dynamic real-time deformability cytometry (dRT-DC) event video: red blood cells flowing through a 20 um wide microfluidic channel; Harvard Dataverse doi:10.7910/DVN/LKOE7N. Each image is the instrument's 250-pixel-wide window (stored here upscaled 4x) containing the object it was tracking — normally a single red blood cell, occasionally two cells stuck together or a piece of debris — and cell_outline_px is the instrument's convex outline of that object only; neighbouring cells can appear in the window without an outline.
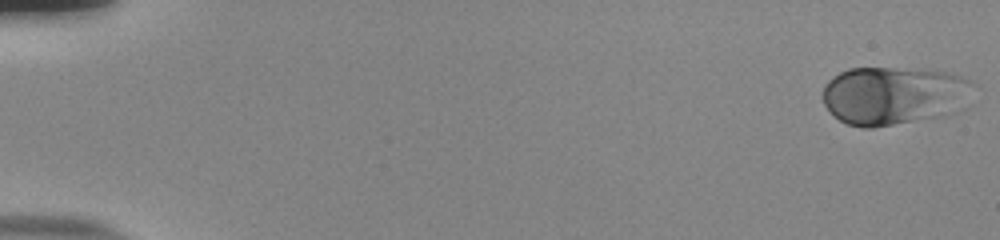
{"species": "human", "species_latin": "Homo sapiens", "temperature_condition": "room temperature", "stored_images_in_passage": 54, "camera_frame_rate_fps": 3000, "um_per_image_px": 0.085, "donor": {"sex": "male"}, "frame": {"image": 1, "passage_image": 1, "time_ms": 0.0, "image_size_px": [1000, 240], "cell_outline_px": [[980, 84], [964, 108], [956, 112], [944, 116], [872, 128], [864, 128], [848, 124], [840, 120], [824, 104], [820, 96], [828, 80], [832, 76], [848, 68], [892, 68], [952, 72]], "centroid_in_image_um": [76.07, 8.12], "position_along_channel_um": 8.9, "area_um2": 52.25}}
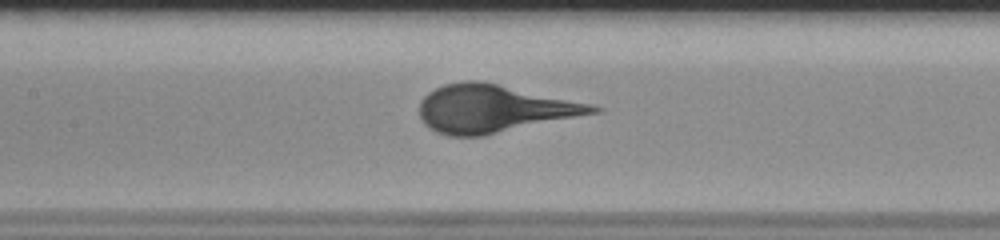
{"frame": {"image": 2, "passage_image": 27, "time_ms": 8.667, "image_size_px": [1000, 240], "cell_outline_px": [[604, 108], [600, 112], [484, 136], [448, 136], [436, 132], [428, 128], [424, 124], [420, 116], [420, 100], [428, 92], [444, 84], [464, 80], [480, 80], [592, 104]], "centroid_in_image_um": [41.94, 9.24], "position_along_channel_um": 165.5, "area_um2": 48.26}}
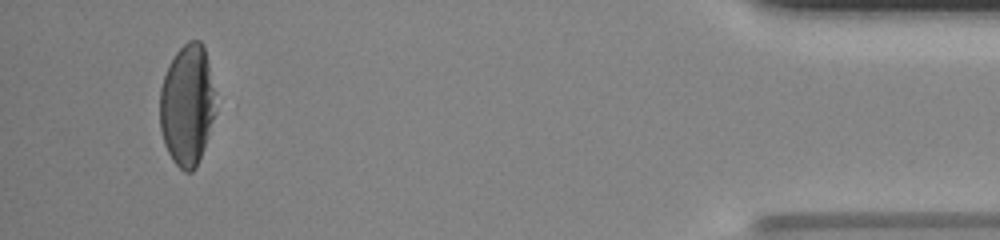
{"frame": {"image": 3, "passage_image": 52, "time_ms": 17.0, "image_size_px": [1000, 240], "cell_outline_px": [[216, 112], [204, 148], [196, 168], [192, 172], [184, 172], [172, 160], [164, 144], [160, 128], [160, 88], [168, 64], [176, 52], [188, 40], [200, 40], [204, 44], [216, 92]], "centroid_in_image_um": [15.93, 8.92], "position_along_channel_um": 419.3, "area_um2": 40.06}}